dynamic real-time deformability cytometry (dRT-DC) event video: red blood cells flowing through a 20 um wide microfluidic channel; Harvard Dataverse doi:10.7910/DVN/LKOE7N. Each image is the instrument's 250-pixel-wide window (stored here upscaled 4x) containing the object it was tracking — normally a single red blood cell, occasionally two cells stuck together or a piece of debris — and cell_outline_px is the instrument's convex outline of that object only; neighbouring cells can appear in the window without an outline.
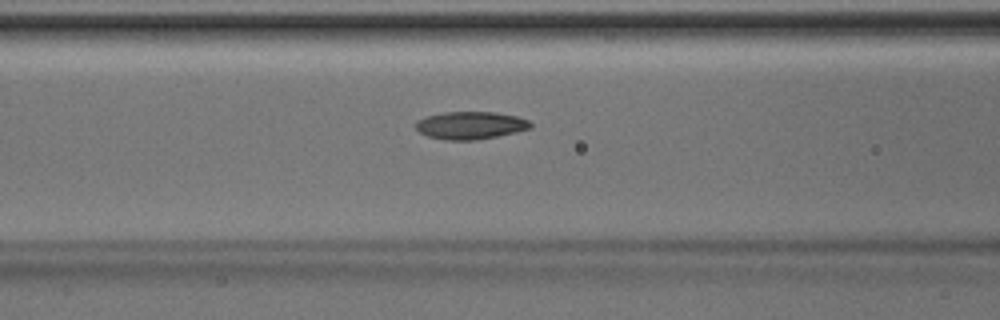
{"species": "Egyptian fruit bat (a non-hibernating species)", "species_latin": "Rousettus aegyptiacus", "temperature_condition": "room temperature", "stored_images_in_passage": 43, "camera_frame_rate_fps": 3000, "um_per_image_px": 0.085, "animal": {"sex": "male"}, "frame": {"image": 1, "passage_image": 20, "time_ms": 6.333, "image_size_px": [1000, 320], "cell_outline_px": [[532, 124], [528, 128], [516, 132], [476, 140], [444, 140], [428, 136], [420, 132], [416, 128], [416, 120], [428, 116], [444, 112], [492, 112], [516, 116], [528, 120]], "centroid_in_image_um": [39.96, 10.66], "position_along_channel_um": 126.6, "area_um2": 18.26}}
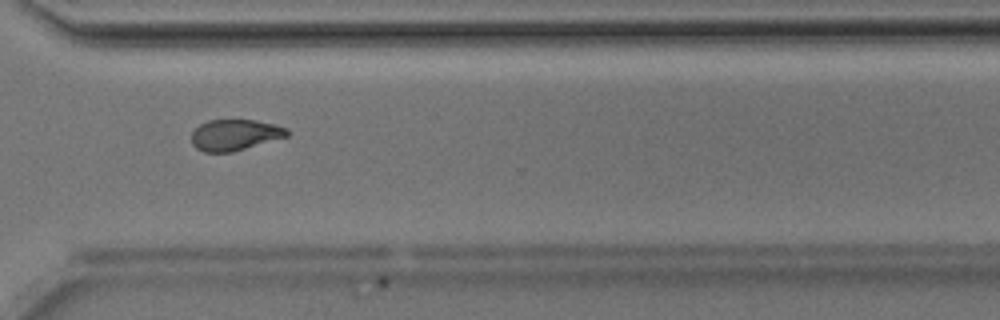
{"frame": {"image": 2, "passage_image": 36, "time_ms": 11.667, "image_size_px": [1000, 320], "cell_outline_px": [[288, 136], [232, 152], [204, 152], [196, 148], [192, 144], [192, 132], [200, 124], [208, 120], [256, 120], [288, 128]], "centroid_in_image_um": [19.95, 11.47], "position_along_channel_um": 350.7, "area_um2": 17.17}}
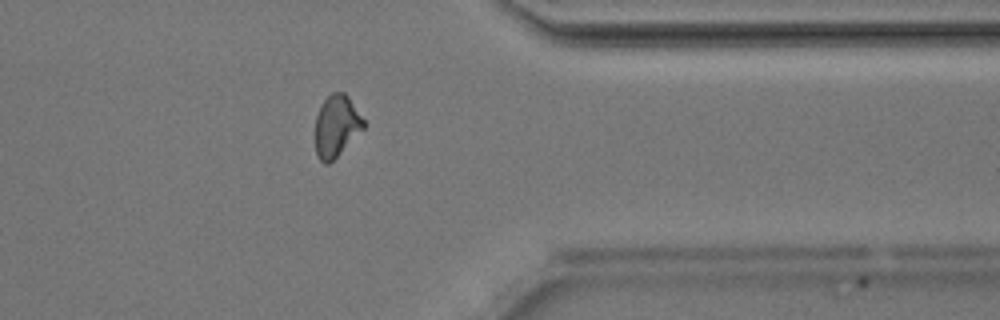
{"frame": {"image": 3, "passage_image": 39, "time_ms": 12.667, "image_size_px": [1000, 320], "cell_outline_px": [[364, 128], [328, 164], [324, 164], [320, 160], [316, 152], [316, 116], [324, 100], [332, 92], [344, 92], [348, 96], [364, 120]], "centroid_in_image_um": [28.59, 10.69], "position_along_channel_um": 382.8, "area_um2": 16.94}, "authors_computed_cell_mechanics": {"area_um2": 18.2648, "velocity_mm_per_s": 4.1964, "shape_relaxation_time_tau1_ms": 3.3703, "shape_relaxation_time_tau2_ms": 2.235, "deformation_change_tau1": 0.1439, "deformation_change_tau2": 0.0835}}